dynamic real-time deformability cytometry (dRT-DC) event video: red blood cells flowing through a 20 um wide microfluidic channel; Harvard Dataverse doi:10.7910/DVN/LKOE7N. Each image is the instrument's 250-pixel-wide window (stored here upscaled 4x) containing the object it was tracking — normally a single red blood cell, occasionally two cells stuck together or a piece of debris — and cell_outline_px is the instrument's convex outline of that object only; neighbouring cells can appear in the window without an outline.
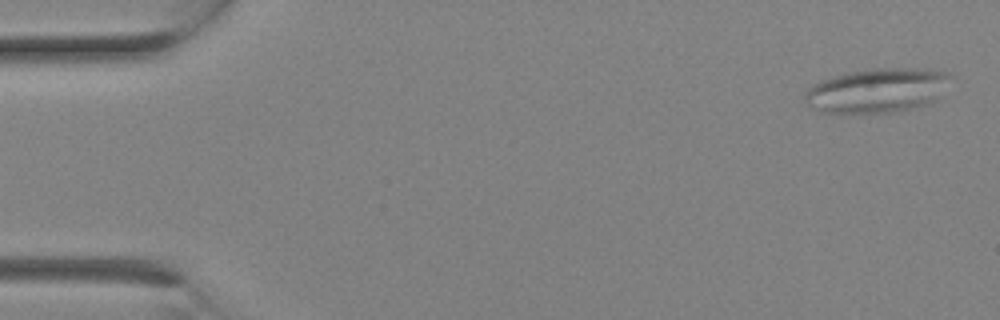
{"species": "Egyptian fruit bat (a non-hibernating species)", "species_latin": "Rousettus aegyptiacus", "temperature_condition": "room temperature", "stored_images_in_passage": 14, "camera_frame_rate_fps": 3000, "um_per_image_px": 0.085, "animal": {"sex": "female"}, "frame": {"image": 1, "passage_image": 1, "time_ms": 0.0, "image_size_px": [1000, 320], "cell_outline_px": [[956, 76], [936, 100], [912, 108], [892, 112], [844, 116], [820, 112], [808, 104], [804, 100], [804, 92], [812, 84], [820, 80], [844, 72], [872, 68], [928, 68], [948, 72]], "centroid_in_image_um": [74.55, 7.7], "position_along_channel_um": 10.5, "area_um2": 39.19}}
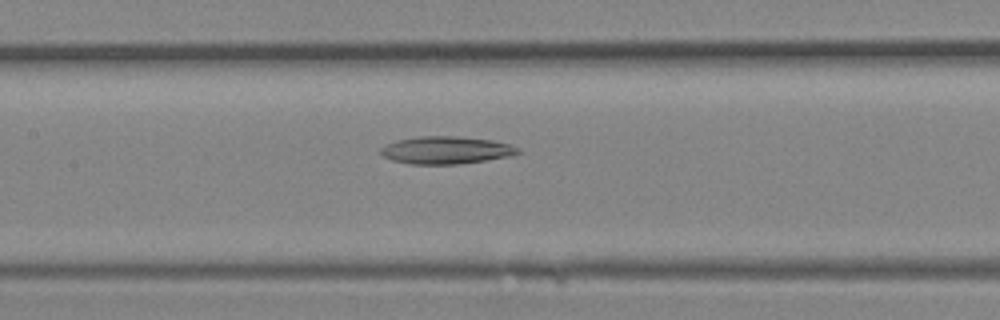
{"frame": {"image": 2, "passage_image": 12, "time_ms": 3.667, "image_size_px": [1000, 320], "cell_outline_px": [[520, 152], [512, 156], [460, 164], [412, 164], [392, 160], [384, 156], [380, 152], [380, 148], [384, 144], [396, 140], [420, 136], [460, 136], [492, 140], [508, 144], [520, 148]], "centroid_in_image_um": [37.91, 12.76], "position_along_channel_um": 169.5, "area_um2": 22.14}}
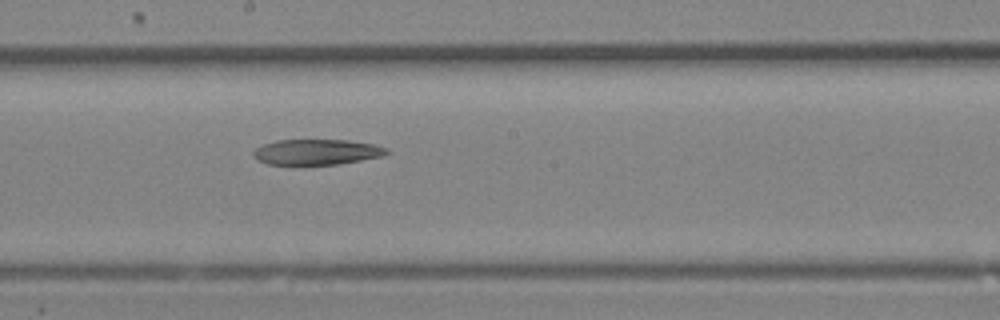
{"frame": {"image": 3, "passage_image": 14, "time_ms": 4.333, "image_size_px": [1000, 320], "cell_outline_px": [[388, 152], [380, 156], [360, 160], [336, 164], [268, 164], [256, 160], [252, 156], [252, 152], [256, 148], [264, 144], [276, 140], [348, 140], [372, 144], [388, 148]], "centroid_in_image_um": [26.86, 12.91], "position_along_channel_um": 221.3, "area_um2": 19.59}}